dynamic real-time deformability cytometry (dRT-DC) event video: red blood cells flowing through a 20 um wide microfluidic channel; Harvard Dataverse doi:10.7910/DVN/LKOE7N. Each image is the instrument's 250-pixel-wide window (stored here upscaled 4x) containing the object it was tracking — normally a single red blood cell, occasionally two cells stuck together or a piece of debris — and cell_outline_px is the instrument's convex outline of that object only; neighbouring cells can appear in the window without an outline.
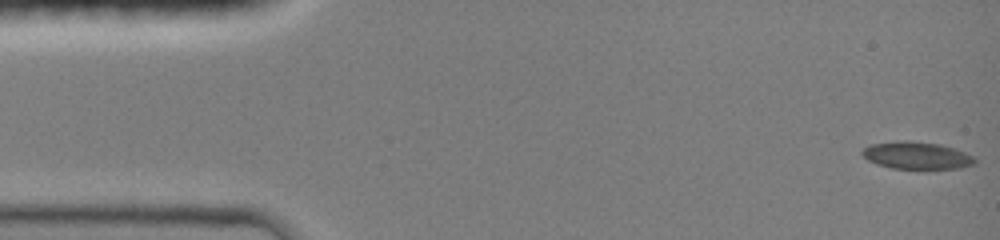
{"species": "common noctule bat (a hibernating species)", "species_latin": "Nyctalus noctula", "temperature_condition": "room temperature", "stored_images_in_passage": 5, "camera_frame_rate_fps": 3000, "um_per_image_px": 0.085, "animal": {"sex": "female", "body_mass_g": 19.0, "forearm_length_mm": 51.5}, "frame": {"image": 1, "passage_image": 1, "time_ms": 0.0, "image_size_px": [1000, 240], "cell_outline_px": [[976, 164], [956, 168], [892, 168], [876, 164], [868, 160], [860, 152], [864, 148], [872, 144], [896, 140], [908, 140], [940, 144], [964, 152], [972, 156], [976, 160]], "centroid_in_image_um": [77.88, 13.2], "position_along_channel_um": 7.1, "area_um2": 17.74}}
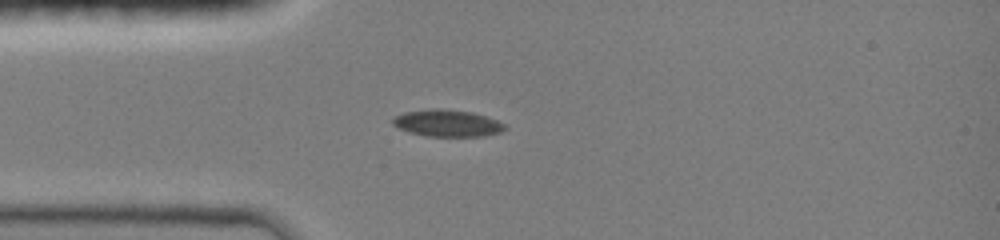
{"frame": {"image": 2, "passage_image": 5, "time_ms": 3.667, "image_size_px": [1000, 240], "cell_outline_px": [[508, 128], [500, 132], [484, 136], [428, 136], [412, 132], [400, 128], [392, 124], [392, 120], [396, 116], [404, 112], [436, 108], [440, 108], [472, 112], [496, 120], [504, 124]], "centroid_in_image_um": [38.04, 10.46], "position_along_channel_um": 47.0, "area_um2": 17.28}}